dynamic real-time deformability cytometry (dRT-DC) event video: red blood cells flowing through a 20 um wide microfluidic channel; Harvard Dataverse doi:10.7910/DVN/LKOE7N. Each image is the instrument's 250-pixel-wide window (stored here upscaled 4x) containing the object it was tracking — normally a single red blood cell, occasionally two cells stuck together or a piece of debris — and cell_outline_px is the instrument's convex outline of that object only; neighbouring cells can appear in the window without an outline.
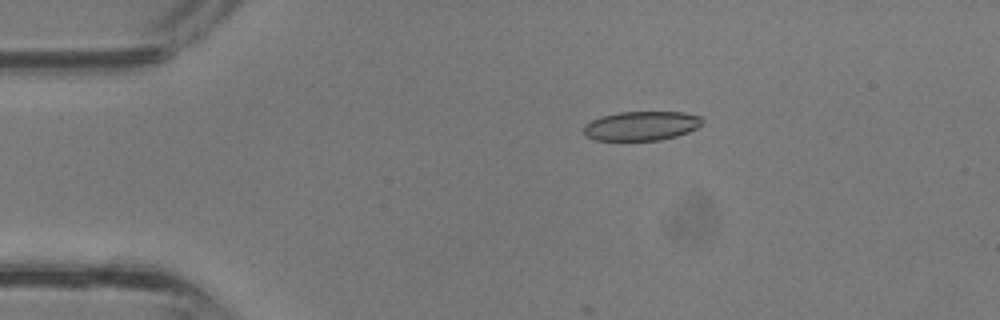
{"species": "common noctule bat (a hibernating species)", "species_latin": "Nyctalus noctula", "temperature_condition": "room temperature", "stored_images_in_passage": 24, "camera_frame_rate_fps": 3000, "um_per_image_px": 0.085, "animal": {"sex": "male", "body_mass_g": 13.3}, "frame": {"image": 1, "passage_image": 7, "time_ms": 2.0, "image_size_px": [1000, 320], "cell_outline_px": [[704, 120], [696, 128], [688, 132], [676, 136], [660, 140], [592, 140], [584, 136], [584, 124], [600, 116], [620, 112], [684, 112], [700, 116]], "centroid_in_image_um": [54.48, 10.7], "position_along_channel_um": 30.5, "area_um2": 20.29}}
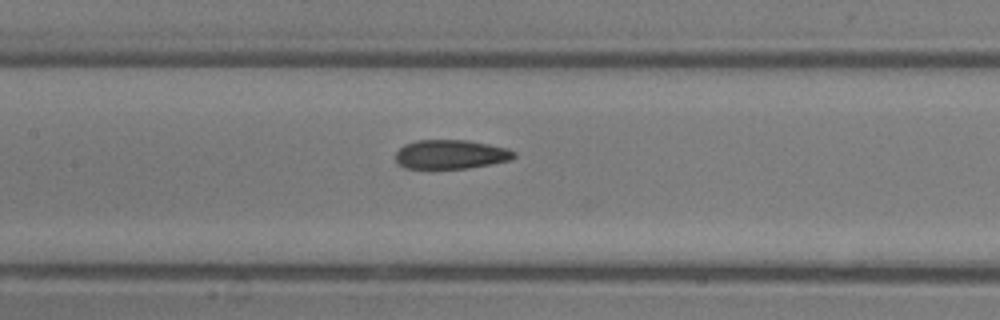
{"frame": {"image": 2, "passage_image": 17, "time_ms": 5.333, "image_size_px": [1000, 320], "cell_outline_px": [[516, 156], [512, 160], [492, 164], [468, 168], [404, 168], [396, 164], [396, 152], [404, 144], [416, 140], [468, 140], [508, 148], [516, 152]], "centroid_in_image_um": [38.33, 13.12], "position_along_channel_um": 169.1, "area_um2": 20.29}}
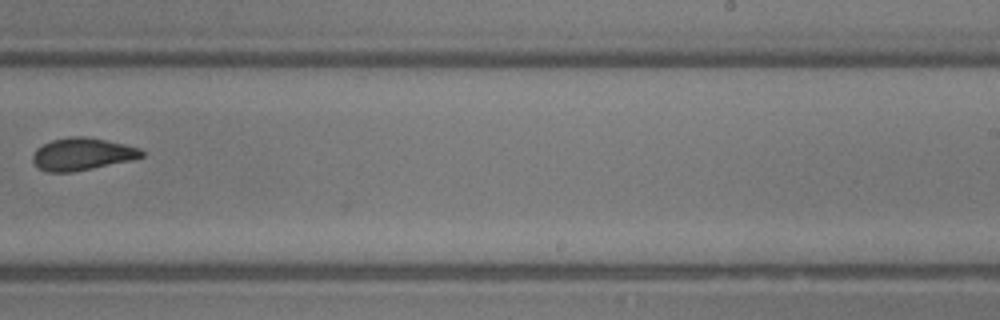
{"frame": {"image": 3, "passage_image": 23, "time_ms": 7.333, "image_size_px": [1000, 320], "cell_outline_px": [[144, 156], [136, 160], [72, 172], [48, 172], [40, 168], [32, 160], [32, 156], [36, 148], [52, 140], [68, 136], [84, 136], [124, 144], [140, 148], [144, 152]], "centroid_in_image_um": [7.02, 13.1], "position_along_channel_um": 282.0, "area_um2": 20.63}}